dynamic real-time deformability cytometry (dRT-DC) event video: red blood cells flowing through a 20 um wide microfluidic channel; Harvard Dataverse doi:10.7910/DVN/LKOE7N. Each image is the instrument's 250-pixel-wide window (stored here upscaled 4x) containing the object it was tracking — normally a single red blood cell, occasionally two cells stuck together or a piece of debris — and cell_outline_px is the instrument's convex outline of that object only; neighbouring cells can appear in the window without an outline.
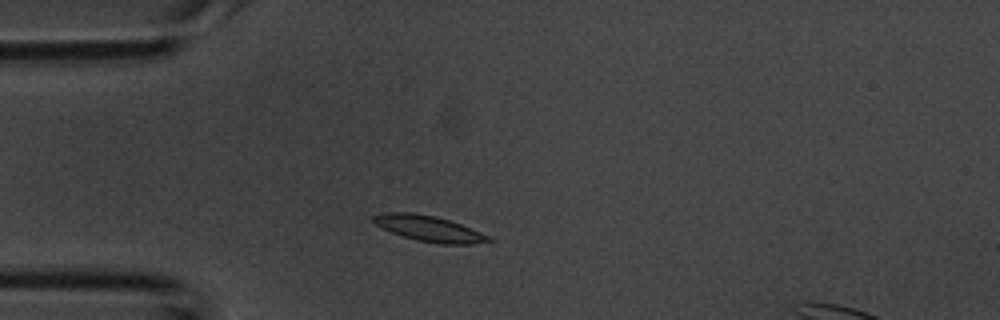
{"species": "common noctule bat (a hibernating species)", "species_latin": "Nyctalus noctula", "temperature_condition": "room temperature", "stored_images_in_passage": 2, "camera_frame_rate_fps": 3000, "um_per_image_px": 0.085, "animal": {"sex": "male", "body_mass_g": 20.1, "forearm_length_mm": 53.5}, "frame": {"image": 1, "passage_image": 2, "time_ms": 0.333, "image_size_px": [1000, 320], "cell_outline_px": [[496, 240], [472, 244], [440, 244], [416, 240], [392, 232], [376, 224], [372, 220], [372, 216], [384, 212], [412, 212], [436, 216], [460, 224], [480, 232]], "centroid_in_image_um": [36.47, 19.42], "position_along_channel_um": 48.5, "area_um2": 17.11}}